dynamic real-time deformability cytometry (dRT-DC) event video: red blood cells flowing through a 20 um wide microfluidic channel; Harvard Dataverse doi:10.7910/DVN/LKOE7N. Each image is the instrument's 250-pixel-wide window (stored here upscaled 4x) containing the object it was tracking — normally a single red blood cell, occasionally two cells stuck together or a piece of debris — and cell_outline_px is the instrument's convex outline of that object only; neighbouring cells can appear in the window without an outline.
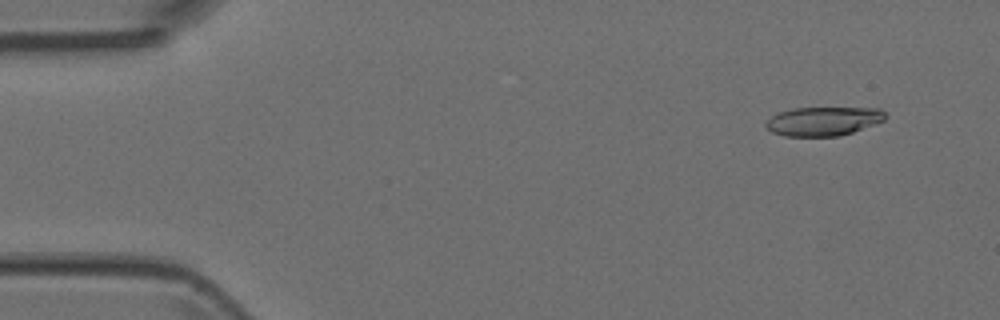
{"species": "Egyptian fruit bat (a non-hibernating species)", "species_latin": "Rousettus aegyptiacus", "temperature_condition": "room temperature", "stored_images_in_passage": 5, "camera_frame_rate_fps": 3000, "um_per_image_px": 0.085, "animal": {"sex": "female"}, "frame": {"image": 1, "passage_image": 1, "time_ms": 0.0, "image_size_px": [1000, 320], "cell_outline_px": [[888, 116], [884, 120], [852, 132], [840, 136], [784, 136], [772, 132], [764, 124], [772, 116], [780, 112], [792, 108], [880, 108]], "centroid_in_image_um": [69.99, 10.3], "position_along_channel_um": 15.0, "area_um2": 20.0}}
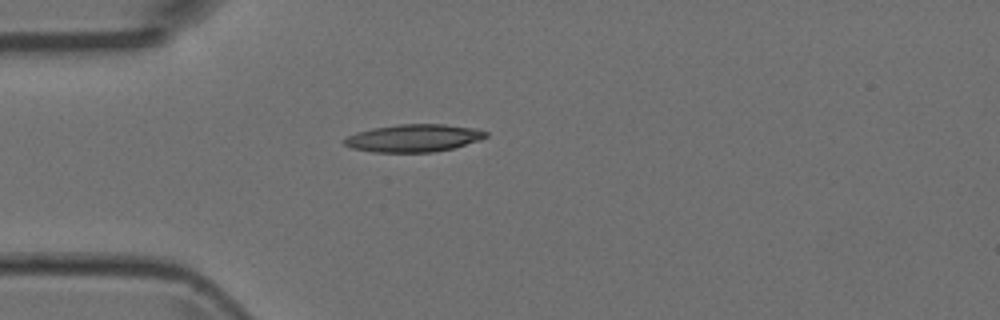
{"frame": {"image": 2, "passage_image": 4, "time_ms": 1.0, "image_size_px": [1000, 320], "cell_outline_px": [[488, 136], [480, 140], [452, 148], [432, 152], [372, 152], [352, 148], [344, 144], [344, 140], [348, 136], [356, 132], [372, 128], [396, 124], [444, 124], [476, 128], [488, 132]], "centroid_in_image_um": [35.17, 11.73], "position_along_channel_um": 49.8, "area_um2": 22.77}}